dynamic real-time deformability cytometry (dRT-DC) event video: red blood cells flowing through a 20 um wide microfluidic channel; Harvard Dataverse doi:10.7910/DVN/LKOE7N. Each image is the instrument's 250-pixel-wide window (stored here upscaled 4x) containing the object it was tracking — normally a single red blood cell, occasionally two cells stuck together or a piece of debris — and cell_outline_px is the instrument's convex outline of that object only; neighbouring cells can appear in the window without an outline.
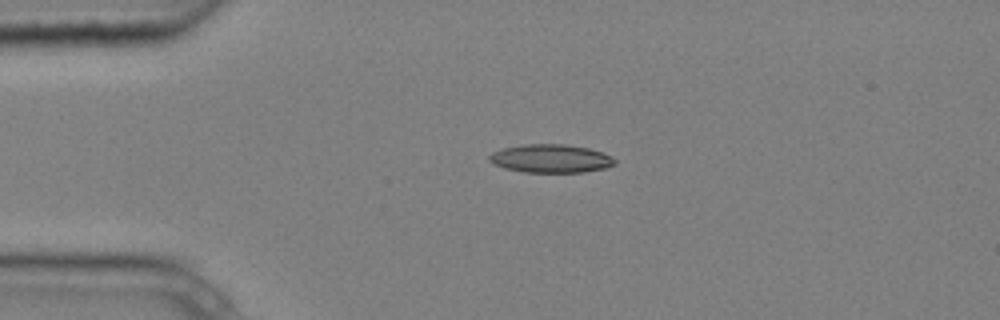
{"species": "common noctule bat (a hibernating species)", "species_latin": "Nyctalus noctula", "temperature_condition": "cold", "stored_images_in_passage": 2, "camera_frame_rate_fps": 3000, "um_per_image_px": 0.085, "animal": {"sex": "male", "body_mass_g": 20.4}, "frame": {"image": 1, "passage_image": 1, "time_ms": 0.0, "image_size_px": [1000, 320], "cell_outline_px": [[616, 164], [604, 168], [584, 172], [524, 172], [504, 168], [492, 164], [488, 160], [488, 156], [492, 152], [504, 148], [524, 144], [564, 144], [588, 148], [612, 156], [616, 160]], "centroid_in_image_um": [46.79, 13.48], "position_along_channel_um": 38.2, "area_um2": 20.75}}